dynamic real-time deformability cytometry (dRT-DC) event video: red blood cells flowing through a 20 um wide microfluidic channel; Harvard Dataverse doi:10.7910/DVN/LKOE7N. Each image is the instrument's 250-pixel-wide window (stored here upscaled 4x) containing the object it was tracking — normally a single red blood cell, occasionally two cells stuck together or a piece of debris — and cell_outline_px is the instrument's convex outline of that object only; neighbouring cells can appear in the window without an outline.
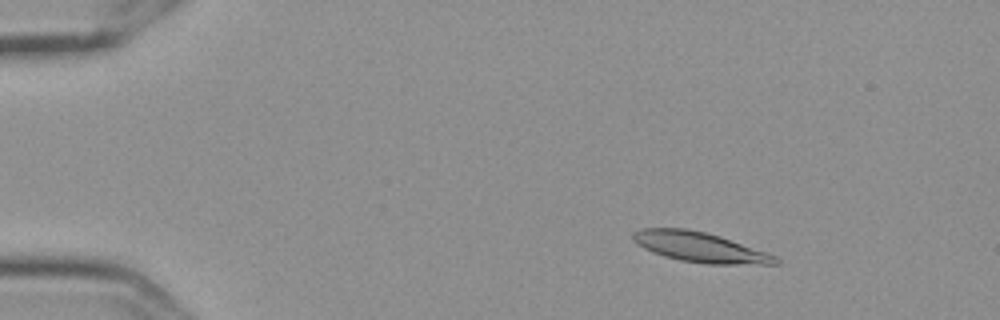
{"species": "Egyptian fruit bat (a non-hibernating species)", "species_latin": "Rousettus aegyptiacus", "temperature_condition": "cold", "stored_images_in_passage": 57, "camera_frame_rate_fps": 3000, "um_per_image_px": 0.085, "frame": {"image": 1, "passage_image": 9, "time_ms": 2.667, "image_size_px": [1000, 320], "cell_outline_px": [[780, 264], [708, 264], [680, 260], [664, 256], [652, 252], [636, 244], [632, 240], [632, 232], [640, 228], [688, 228], [720, 236], [776, 256], [780, 260]], "centroid_in_image_um": [59.44, 21.0], "position_along_channel_um": 25.6, "area_um2": 24.85}}
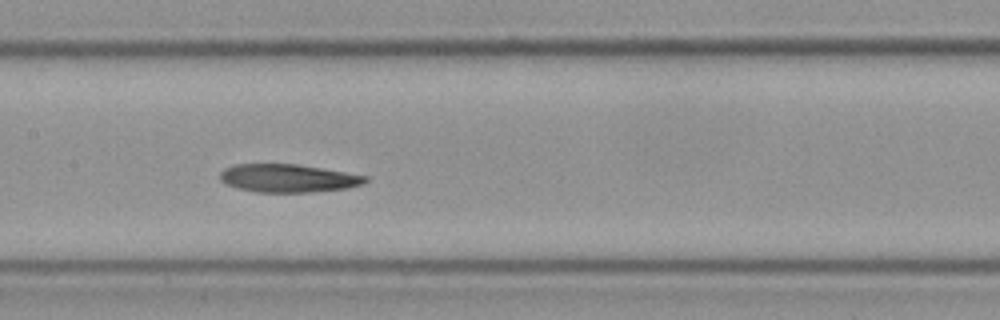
{"frame": {"image": 2, "passage_image": 29, "time_ms": 9.333, "image_size_px": [1000, 320], "cell_outline_px": [[368, 180], [364, 184], [348, 188], [312, 192], [256, 192], [236, 188], [224, 184], [220, 180], [220, 172], [224, 168], [232, 164], [296, 164], [368, 176]], "centroid_in_image_um": [24.45, 15.15], "position_along_channel_um": 183.0, "area_um2": 23.93}}
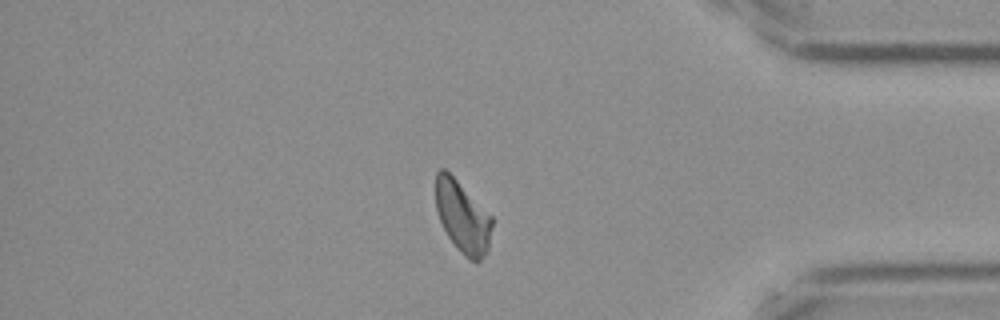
{"frame": {"image": 3, "passage_image": 49, "time_ms": 16.0, "image_size_px": [1000, 320], "cell_outline_px": [[492, 224], [488, 248], [484, 256], [476, 264], [468, 260], [456, 248], [448, 236], [440, 220], [436, 208], [436, 172], [440, 168], [444, 168], [492, 216]], "centroid_in_image_um": [39.32, 18.48], "position_along_channel_um": 395.9, "area_um2": 23.29}, "authors_computed_cell_mechanics": {"area_um2": 24.0448, "velocity_mm_per_s": 3.5719, "shape_relaxation_time_tau1_ms": 10.2692, "shape_relaxation_time_tau2_ms": null, "deformation_change_tau1": 0.2522, "deformation_change_tau2": null}}